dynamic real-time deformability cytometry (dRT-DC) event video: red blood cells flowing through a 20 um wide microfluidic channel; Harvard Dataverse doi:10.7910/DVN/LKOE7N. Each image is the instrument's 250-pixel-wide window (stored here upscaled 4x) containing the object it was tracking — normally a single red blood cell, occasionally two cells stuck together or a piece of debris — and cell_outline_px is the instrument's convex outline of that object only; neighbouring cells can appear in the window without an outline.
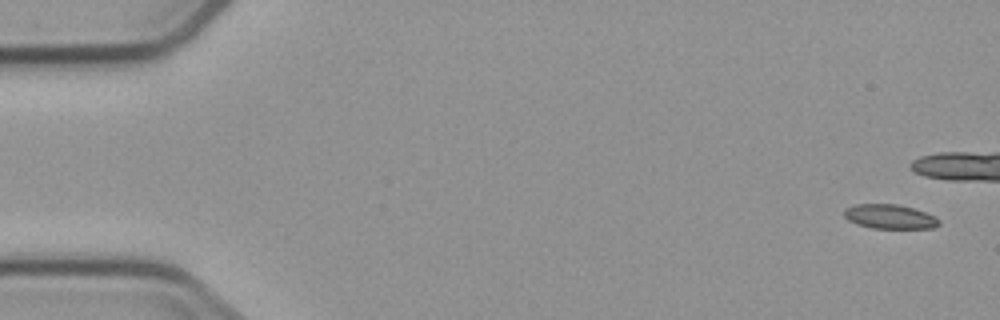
{"species": "common noctule bat (a hibernating species)", "species_latin": "Nyctalus noctula", "temperature_condition": "cold", "stored_images_in_passage": 6, "camera_frame_rate_fps": 3000, "um_per_image_px": 0.085, "animal": {"sex": "male", "body_mass_g": 23.1, "forearm_length_mm": 52.7}, "frame": {"image": 1, "passage_image": 1, "time_ms": 0.0, "image_size_px": [1000, 320], "cell_outline_px": [[940, 224], [932, 228], [872, 228], [856, 224], [848, 220], [844, 216], [844, 208], [856, 204], [896, 204], [912, 208], [936, 216], [940, 220]], "centroid_in_image_um": [75.62, 18.41], "position_along_channel_um": 9.4, "area_um2": 13.47}}